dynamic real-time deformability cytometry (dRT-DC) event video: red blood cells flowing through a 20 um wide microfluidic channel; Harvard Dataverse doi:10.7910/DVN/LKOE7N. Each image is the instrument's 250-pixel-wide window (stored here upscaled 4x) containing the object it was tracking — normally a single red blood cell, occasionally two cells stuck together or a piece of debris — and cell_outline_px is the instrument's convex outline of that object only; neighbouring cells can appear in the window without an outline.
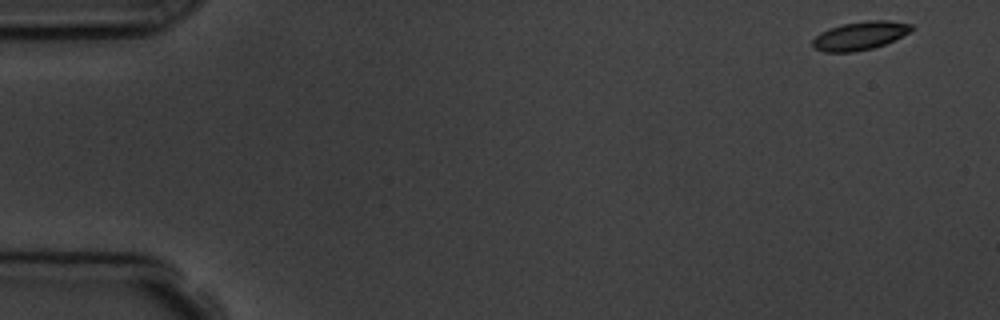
{"species": "common noctule bat (a hibernating species)", "species_latin": "Nyctalus noctula", "temperature_condition": "room temperature", "stored_images_in_passage": 4, "camera_frame_rate_fps": 3000, "um_per_image_px": 0.085, "animal": {"sex": "male", "body_mass_g": 19.5, "forearm_length_mm": 54.6}, "frame": {"image": 1, "passage_image": 1, "time_ms": 0.0, "image_size_px": [1000, 320], "cell_outline_px": [[912, 28], [908, 32], [884, 44], [872, 48], [852, 52], [824, 52], [816, 48], [812, 44], [812, 40], [820, 32], [828, 28], [844, 24], [868, 20], [888, 20], [912, 24]], "centroid_in_image_um": [73.05, 3.03], "position_along_channel_um": 11.9, "area_um2": 16.07}}
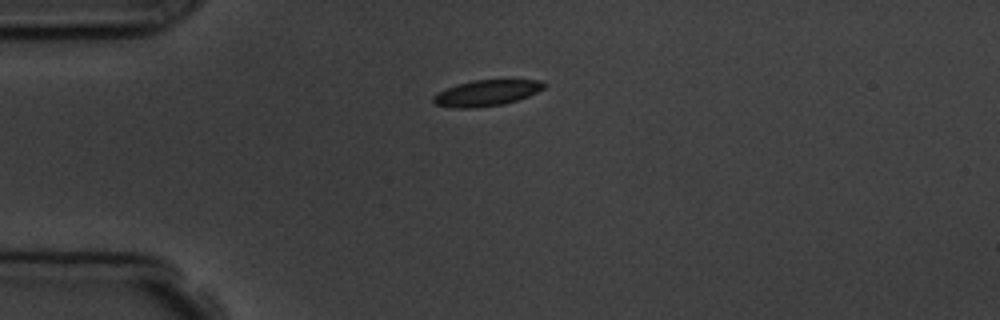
{"frame": {"image": 2, "passage_image": 4, "time_ms": 3.667, "image_size_px": [1000, 320], "cell_outline_px": [[548, 84], [544, 88], [528, 96], [504, 104], [472, 108], [452, 108], [436, 104], [432, 100], [432, 96], [436, 92], [456, 84], [472, 80], [512, 76], [544, 80]], "centroid_in_image_um": [41.45, 7.82], "position_along_channel_um": 43.6, "area_um2": 17.92}}